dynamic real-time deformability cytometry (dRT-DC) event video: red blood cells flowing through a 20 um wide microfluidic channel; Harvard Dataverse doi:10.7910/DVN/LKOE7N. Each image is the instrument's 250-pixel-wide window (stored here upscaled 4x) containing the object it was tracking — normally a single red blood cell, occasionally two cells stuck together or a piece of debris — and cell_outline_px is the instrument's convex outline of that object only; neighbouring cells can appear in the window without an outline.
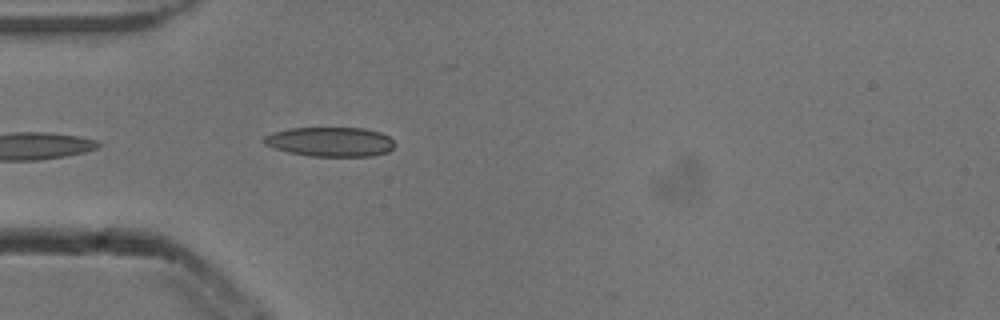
{"species": "common noctule bat (a hibernating species)", "species_latin": "Nyctalus noctula", "temperature_condition": "cold", "stored_images_in_passage": 4, "camera_frame_rate_fps": 3000, "um_per_image_px": 0.085, "animal": {"sex": "male", "body_mass_g": 13.3}, "frame": {"image": 1, "passage_image": 4, "time_ms": 1.0, "image_size_px": [1000, 320], "cell_outline_px": [[396, 144], [388, 152], [372, 156], [308, 156], [288, 152], [272, 148], [264, 144], [260, 140], [264, 136], [272, 132], [288, 128], [364, 128], [380, 132], [388, 136]], "centroid_in_image_um": [28.03, 12.05], "position_along_channel_um": 57.0, "area_um2": 22.72}}